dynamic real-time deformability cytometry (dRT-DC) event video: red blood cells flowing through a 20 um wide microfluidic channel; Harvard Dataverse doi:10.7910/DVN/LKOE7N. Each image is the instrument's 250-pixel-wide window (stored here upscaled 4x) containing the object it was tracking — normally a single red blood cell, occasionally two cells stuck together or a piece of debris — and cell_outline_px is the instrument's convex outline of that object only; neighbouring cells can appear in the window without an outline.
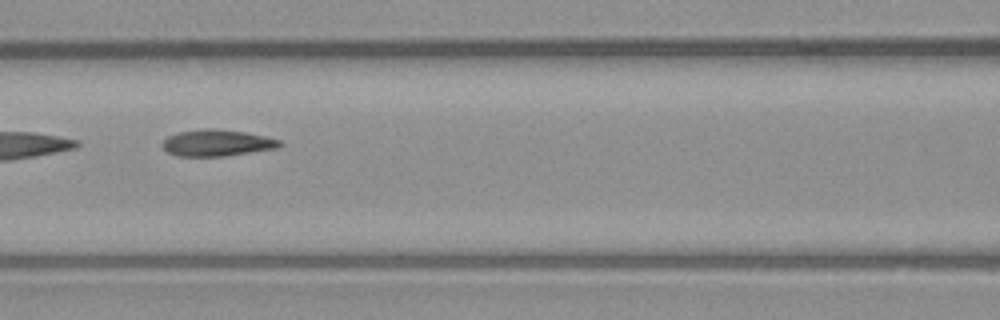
{"species": "common noctule bat (a hibernating species)", "species_latin": "Nyctalus noctula", "temperature_condition": "warm", "stored_images_in_passage": 9, "camera_frame_rate_fps": 3000, "um_per_image_px": 0.085, "animal": {"sex": "male", "body_mass_g": 23.1, "forearm_length_mm": 52.7}, "frame": {"image": 1, "passage_image": 7, "time_ms": 2.0, "image_size_px": [1000, 320], "cell_outline_px": [[284, 144], [280, 148], [224, 156], [176, 156], [168, 152], [160, 144], [168, 136], [176, 132], [208, 128], [216, 128], [244, 132], [264, 136], [280, 140]], "centroid_in_image_um": [18.45, 12.14], "position_along_channel_um": 148.1, "area_um2": 18.26}}
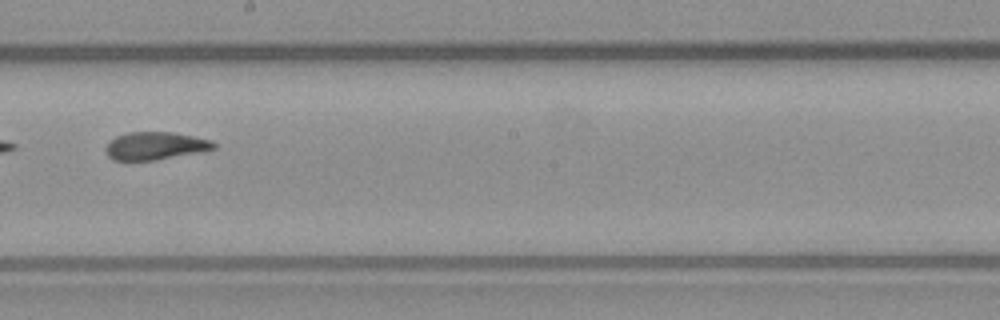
{"frame": {"image": 2, "passage_image": 9, "time_ms": 2.667, "image_size_px": [1000, 320], "cell_outline_px": [[216, 148], [200, 152], [156, 160], [112, 160], [104, 152], [104, 148], [116, 136], [128, 132], [172, 132], [212, 140], [216, 144]], "centroid_in_image_um": [13.19, 12.4], "position_along_channel_um": 235.0, "area_um2": 17.51}}